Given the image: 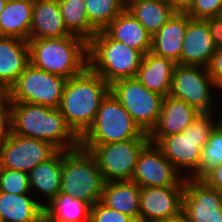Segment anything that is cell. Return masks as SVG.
<instances>
[{"instance_id":"cell-23","label":"cell","mask_w":222,"mask_h":222,"mask_svg":"<svg viewBox=\"0 0 222 222\" xmlns=\"http://www.w3.org/2000/svg\"><path fill=\"white\" fill-rule=\"evenodd\" d=\"M141 187L131 180L105 182L100 202L139 222Z\"/></svg>"},{"instance_id":"cell-29","label":"cell","mask_w":222,"mask_h":222,"mask_svg":"<svg viewBox=\"0 0 222 222\" xmlns=\"http://www.w3.org/2000/svg\"><path fill=\"white\" fill-rule=\"evenodd\" d=\"M66 29L89 42L98 32L90 23L84 0H58Z\"/></svg>"},{"instance_id":"cell-7","label":"cell","mask_w":222,"mask_h":222,"mask_svg":"<svg viewBox=\"0 0 222 222\" xmlns=\"http://www.w3.org/2000/svg\"><path fill=\"white\" fill-rule=\"evenodd\" d=\"M128 139H149L115 96L102 100L95 119L80 137V145H103Z\"/></svg>"},{"instance_id":"cell-30","label":"cell","mask_w":222,"mask_h":222,"mask_svg":"<svg viewBox=\"0 0 222 222\" xmlns=\"http://www.w3.org/2000/svg\"><path fill=\"white\" fill-rule=\"evenodd\" d=\"M89 23L104 30L124 9V0H84Z\"/></svg>"},{"instance_id":"cell-16","label":"cell","mask_w":222,"mask_h":222,"mask_svg":"<svg viewBox=\"0 0 222 222\" xmlns=\"http://www.w3.org/2000/svg\"><path fill=\"white\" fill-rule=\"evenodd\" d=\"M199 114L182 99L168 94L163 98L157 124L148 134L149 141L156 144L164 136L182 133Z\"/></svg>"},{"instance_id":"cell-10","label":"cell","mask_w":222,"mask_h":222,"mask_svg":"<svg viewBox=\"0 0 222 222\" xmlns=\"http://www.w3.org/2000/svg\"><path fill=\"white\" fill-rule=\"evenodd\" d=\"M149 139H128L103 145H80L96 159L105 182L131 180L142 148Z\"/></svg>"},{"instance_id":"cell-25","label":"cell","mask_w":222,"mask_h":222,"mask_svg":"<svg viewBox=\"0 0 222 222\" xmlns=\"http://www.w3.org/2000/svg\"><path fill=\"white\" fill-rule=\"evenodd\" d=\"M31 192L42 193L47 203L60 192L62 179V150H57L49 159L39 163L29 173Z\"/></svg>"},{"instance_id":"cell-43","label":"cell","mask_w":222,"mask_h":222,"mask_svg":"<svg viewBox=\"0 0 222 222\" xmlns=\"http://www.w3.org/2000/svg\"><path fill=\"white\" fill-rule=\"evenodd\" d=\"M217 118H219V119H218V125L222 128V112H221V114L219 115V117H217Z\"/></svg>"},{"instance_id":"cell-17","label":"cell","mask_w":222,"mask_h":222,"mask_svg":"<svg viewBox=\"0 0 222 222\" xmlns=\"http://www.w3.org/2000/svg\"><path fill=\"white\" fill-rule=\"evenodd\" d=\"M29 63L28 41L0 36V94L9 91Z\"/></svg>"},{"instance_id":"cell-19","label":"cell","mask_w":222,"mask_h":222,"mask_svg":"<svg viewBox=\"0 0 222 222\" xmlns=\"http://www.w3.org/2000/svg\"><path fill=\"white\" fill-rule=\"evenodd\" d=\"M187 25L188 15L185 12L177 11L152 37L150 52L180 64L182 44L187 31Z\"/></svg>"},{"instance_id":"cell-27","label":"cell","mask_w":222,"mask_h":222,"mask_svg":"<svg viewBox=\"0 0 222 222\" xmlns=\"http://www.w3.org/2000/svg\"><path fill=\"white\" fill-rule=\"evenodd\" d=\"M90 210V204L62 192L43 206L51 222H90Z\"/></svg>"},{"instance_id":"cell-38","label":"cell","mask_w":222,"mask_h":222,"mask_svg":"<svg viewBox=\"0 0 222 222\" xmlns=\"http://www.w3.org/2000/svg\"><path fill=\"white\" fill-rule=\"evenodd\" d=\"M166 4L172 6L178 12H184L191 0H163Z\"/></svg>"},{"instance_id":"cell-8","label":"cell","mask_w":222,"mask_h":222,"mask_svg":"<svg viewBox=\"0 0 222 222\" xmlns=\"http://www.w3.org/2000/svg\"><path fill=\"white\" fill-rule=\"evenodd\" d=\"M66 81L65 78L29 63L4 95V102H24L58 108Z\"/></svg>"},{"instance_id":"cell-4","label":"cell","mask_w":222,"mask_h":222,"mask_svg":"<svg viewBox=\"0 0 222 222\" xmlns=\"http://www.w3.org/2000/svg\"><path fill=\"white\" fill-rule=\"evenodd\" d=\"M215 115V112L200 113L182 133L164 136L156 143L173 166L185 174V178L200 179L202 148L218 125ZM185 171L190 174L186 176Z\"/></svg>"},{"instance_id":"cell-26","label":"cell","mask_w":222,"mask_h":222,"mask_svg":"<svg viewBox=\"0 0 222 222\" xmlns=\"http://www.w3.org/2000/svg\"><path fill=\"white\" fill-rule=\"evenodd\" d=\"M125 8L144 26L153 37L177 12L163 0L124 1Z\"/></svg>"},{"instance_id":"cell-5","label":"cell","mask_w":222,"mask_h":222,"mask_svg":"<svg viewBox=\"0 0 222 222\" xmlns=\"http://www.w3.org/2000/svg\"><path fill=\"white\" fill-rule=\"evenodd\" d=\"M143 56L141 51L111 39L103 30L88 42V67L109 85L135 77Z\"/></svg>"},{"instance_id":"cell-42","label":"cell","mask_w":222,"mask_h":222,"mask_svg":"<svg viewBox=\"0 0 222 222\" xmlns=\"http://www.w3.org/2000/svg\"><path fill=\"white\" fill-rule=\"evenodd\" d=\"M6 2H7V0H0V13L4 9V6H5Z\"/></svg>"},{"instance_id":"cell-37","label":"cell","mask_w":222,"mask_h":222,"mask_svg":"<svg viewBox=\"0 0 222 222\" xmlns=\"http://www.w3.org/2000/svg\"><path fill=\"white\" fill-rule=\"evenodd\" d=\"M201 180L209 187L222 191V163L210 170Z\"/></svg>"},{"instance_id":"cell-11","label":"cell","mask_w":222,"mask_h":222,"mask_svg":"<svg viewBox=\"0 0 222 222\" xmlns=\"http://www.w3.org/2000/svg\"><path fill=\"white\" fill-rule=\"evenodd\" d=\"M213 89L216 87L207 67L175 65L169 93L172 97L182 99L200 113L216 112Z\"/></svg>"},{"instance_id":"cell-1","label":"cell","mask_w":222,"mask_h":222,"mask_svg":"<svg viewBox=\"0 0 222 222\" xmlns=\"http://www.w3.org/2000/svg\"><path fill=\"white\" fill-rule=\"evenodd\" d=\"M5 127L13 134L50 142L58 150L80 146L58 108L24 102H4Z\"/></svg>"},{"instance_id":"cell-31","label":"cell","mask_w":222,"mask_h":222,"mask_svg":"<svg viewBox=\"0 0 222 222\" xmlns=\"http://www.w3.org/2000/svg\"><path fill=\"white\" fill-rule=\"evenodd\" d=\"M222 163V128L217 125L202 148L200 162V179L210 170Z\"/></svg>"},{"instance_id":"cell-35","label":"cell","mask_w":222,"mask_h":222,"mask_svg":"<svg viewBox=\"0 0 222 222\" xmlns=\"http://www.w3.org/2000/svg\"><path fill=\"white\" fill-rule=\"evenodd\" d=\"M207 69L214 80L216 90L222 91V47L216 48Z\"/></svg>"},{"instance_id":"cell-40","label":"cell","mask_w":222,"mask_h":222,"mask_svg":"<svg viewBox=\"0 0 222 222\" xmlns=\"http://www.w3.org/2000/svg\"><path fill=\"white\" fill-rule=\"evenodd\" d=\"M5 128V104L4 95L0 94V136Z\"/></svg>"},{"instance_id":"cell-9","label":"cell","mask_w":222,"mask_h":222,"mask_svg":"<svg viewBox=\"0 0 222 222\" xmlns=\"http://www.w3.org/2000/svg\"><path fill=\"white\" fill-rule=\"evenodd\" d=\"M110 92L139 128L149 134L157 124L164 97L148 90L136 77L113 82L110 85Z\"/></svg>"},{"instance_id":"cell-18","label":"cell","mask_w":222,"mask_h":222,"mask_svg":"<svg viewBox=\"0 0 222 222\" xmlns=\"http://www.w3.org/2000/svg\"><path fill=\"white\" fill-rule=\"evenodd\" d=\"M216 47L211 38L205 19L188 16L187 31L182 44L180 64L207 67Z\"/></svg>"},{"instance_id":"cell-39","label":"cell","mask_w":222,"mask_h":222,"mask_svg":"<svg viewBox=\"0 0 222 222\" xmlns=\"http://www.w3.org/2000/svg\"><path fill=\"white\" fill-rule=\"evenodd\" d=\"M155 222H189V219L185 212L182 210L178 214L158 220Z\"/></svg>"},{"instance_id":"cell-20","label":"cell","mask_w":222,"mask_h":222,"mask_svg":"<svg viewBox=\"0 0 222 222\" xmlns=\"http://www.w3.org/2000/svg\"><path fill=\"white\" fill-rule=\"evenodd\" d=\"M61 16L58 0H33L29 39L70 36Z\"/></svg>"},{"instance_id":"cell-33","label":"cell","mask_w":222,"mask_h":222,"mask_svg":"<svg viewBox=\"0 0 222 222\" xmlns=\"http://www.w3.org/2000/svg\"><path fill=\"white\" fill-rule=\"evenodd\" d=\"M184 12L193 19L222 15V0H191Z\"/></svg>"},{"instance_id":"cell-41","label":"cell","mask_w":222,"mask_h":222,"mask_svg":"<svg viewBox=\"0 0 222 222\" xmlns=\"http://www.w3.org/2000/svg\"><path fill=\"white\" fill-rule=\"evenodd\" d=\"M29 222H51V219L44 211H42L38 216H36L33 220Z\"/></svg>"},{"instance_id":"cell-2","label":"cell","mask_w":222,"mask_h":222,"mask_svg":"<svg viewBox=\"0 0 222 222\" xmlns=\"http://www.w3.org/2000/svg\"><path fill=\"white\" fill-rule=\"evenodd\" d=\"M109 92L110 85L89 67L67 79L58 109L79 138L92 125L102 100Z\"/></svg>"},{"instance_id":"cell-34","label":"cell","mask_w":222,"mask_h":222,"mask_svg":"<svg viewBox=\"0 0 222 222\" xmlns=\"http://www.w3.org/2000/svg\"><path fill=\"white\" fill-rule=\"evenodd\" d=\"M90 222H138L135 218L116 211L100 201L91 206Z\"/></svg>"},{"instance_id":"cell-22","label":"cell","mask_w":222,"mask_h":222,"mask_svg":"<svg viewBox=\"0 0 222 222\" xmlns=\"http://www.w3.org/2000/svg\"><path fill=\"white\" fill-rule=\"evenodd\" d=\"M103 31L111 39L139 50L144 55L151 50V35L126 8Z\"/></svg>"},{"instance_id":"cell-36","label":"cell","mask_w":222,"mask_h":222,"mask_svg":"<svg viewBox=\"0 0 222 222\" xmlns=\"http://www.w3.org/2000/svg\"><path fill=\"white\" fill-rule=\"evenodd\" d=\"M211 38L216 48L222 47V15L206 17Z\"/></svg>"},{"instance_id":"cell-12","label":"cell","mask_w":222,"mask_h":222,"mask_svg":"<svg viewBox=\"0 0 222 222\" xmlns=\"http://www.w3.org/2000/svg\"><path fill=\"white\" fill-rule=\"evenodd\" d=\"M57 150L48 141L13 134L5 127L0 136V167L29 173Z\"/></svg>"},{"instance_id":"cell-14","label":"cell","mask_w":222,"mask_h":222,"mask_svg":"<svg viewBox=\"0 0 222 222\" xmlns=\"http://www.w3.org/2000/svg\"><path fill=\"white\" fill-rule=\"evenodd\" d=\"M182 210L189 222H222V191L201 179L186 177Z\"/></svg>"},{"instance_id":"cell-21","label":"cell","mask_w":222,"mask_h":222,"mask_svg":"<svg viewBox=\"0 0 222 222\" xmlns=\"http://www.w3.org/2000/svg\"><path fill=\"white\" fill-rule=\"evenodd\" d=\"M176 63L148 52L143 56L136 78L148 90L167 96L171 90L172 76Z\"/></svg>"},{"instance_id":"cell-6","label":"cell","mask_w":222,"mask_h":222,"mask_svg":"<svg viewBox=\"0 0 222 222\" xmlns=\"http://www.w3.org/2000/svg\"><path fill=\"white\" fill-rule=\"evenodd\" d=\"M105 180L94 156L81 146L62 150L60 192L93 206L101 200Z\"/></svg>"},{"instance_id":"cell-28","label":"cell","mask_w":222,"mask_h":222,"mask_svg":"<svg viewBox=\"0 0 222 222\" xmlns=\"http://www.w3.org/2000/svg\"><path fill=\"white\" fill-rule=\"evenodd\" d=\"M31 194L0 191V216L3 222H29L43 211L44 204ZM33 198V199H32Z\"/></svg>"},{"instance_id":"cell-24","label":"cell","mask_w":222,"mask_h":222,"mask_svg":"<svg viewBox=\"0 0 222 222\" xmlns=\"http://www.w3.org/2000/svg\"><path fill=\"white\" fill-rule=\"evenodd\" d=\"M33 0H7L0 13V36L29 40Z\"/></svg>"},{"instance_id":"cell-3","label":"cell","mask_w":222,"mask_h":222,"mask_svg":"<svg viewBox=\"0 0 222 222\" xmlns=\"http://www.w3.org/2000/svg\"><path fill=\"white\" fill-rule=\"evenodd\" d=\"M30 63L65 79L88 67V42L76 35L60 38L29 39Z\"/></svg>"},{"instance_id":"cell-32","label":"cell","mask_w":222,"mask_h":222,"mask_svg":"<svg viewBox=\"0 0 222 222\" xmlns=\"http://www.w3.org/2000/svg\"><path fill=\"white\" fill-rule=\"evenodd\" d=\"M0 191L13 194H30L28 173L0 167Z\"/></svg>"},{"instance_id":"cell-13","label":"cell","mask_w":222,"mask_h":222,"mask_svg":"<svg viewBox=\"0 0 222 222\" xmlns=\"http://www.w3.org/2000/svg\"><path fill=\"white\" fill-rule=\"evenodd\" d=\"M131 181L141 188L184 186L185 177L163 155L161 149L149 141L140 151Z\"/></svg>"},{"instance_id":"cell-15","label":"cell","mask_w":222,"mask_h":222,"mask_svg":"<svg viewBox=\"0 0 222 222\" xmlns=\"http://www.w3.org/2000/svg\"><path fill=\"white\" fill-rule=\"evenodd\" d=\"M184 186L142 187L139 222H155L182 211Z\"/></svg>"}]
</instances>
